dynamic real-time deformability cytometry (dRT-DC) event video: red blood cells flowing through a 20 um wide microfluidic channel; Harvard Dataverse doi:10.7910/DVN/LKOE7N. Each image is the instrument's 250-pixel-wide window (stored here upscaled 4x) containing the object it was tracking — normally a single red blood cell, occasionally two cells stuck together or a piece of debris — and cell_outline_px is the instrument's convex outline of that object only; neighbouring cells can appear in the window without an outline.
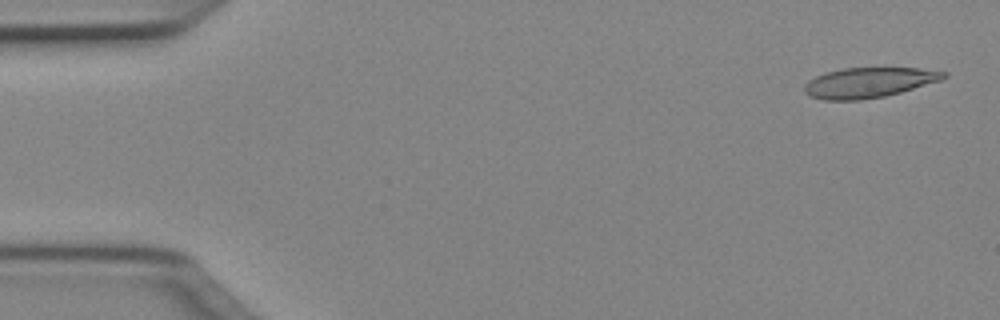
{"species": "Egyptian fruit bat (a non-hibernating species)", "species_latin": "Rousettus aegyptiacus", "temperature_condition": "cold", "stored_images_in_passage": 49, "camera_frame_rate_fps": 3000, "um_per_image_px": 0.085, "animal": {"sex": "female"}, "frame": {"image": 1, "passage_image": 2, "time_ms": 0.333, "image_size_px": [1000, 320], "cell_outline_px": [[948, 76], [940, 80], [900, 92], [884, 96], [860, 100], [824, 100], [812, 96], [804, 92], [804, 84], [808, 80], [824, 72], [840, 68], [920, 68], [948, 72]], "centroid_in_image_um": [73.82, 7.01], "position_along_channel_um": 11.2, "area_um2": 24.45}}
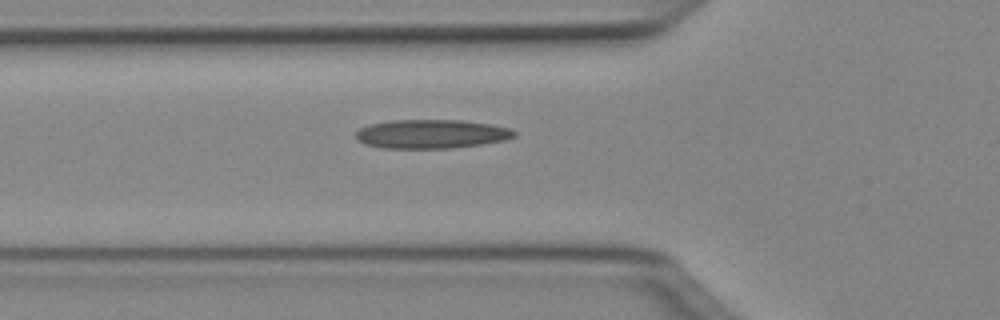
{"frame": {"image": 2, "passage_image": 17, "time_ms": 5.333, "image_size_px": [1000, 320], "cell_outline_px": [[516, 136], [504, 140], [484, 144], [452, 148], [384, 148], [364, 144], [356, 140], [356, 132], [360, 128], [372, 124], [392, 120], [460, 120], [492, 124], [512, 128], [516, 132]], "centroid_in_image_um": [36.7, 11.39], "position_along_channel_um": 89.1, "area_um2": 26.82}}
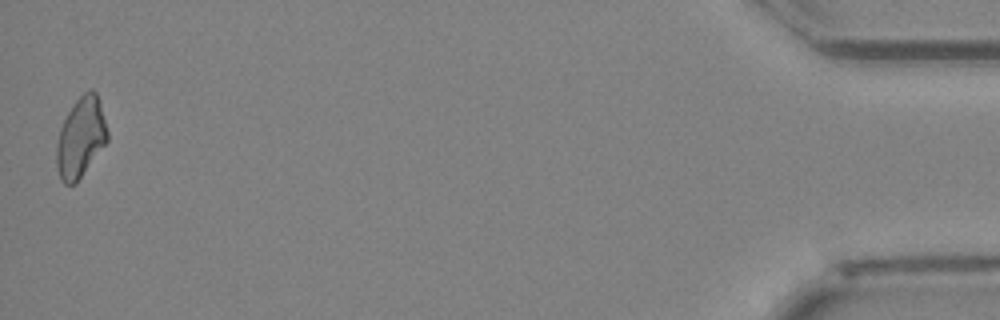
{"frame": {"image": 3, "passage_image": 49, "time_ms": 16.0, "image_size_px": [1000, 320], "cell_outline_px": [[108, 140], [76, 184], [64, 184], [60, 180], [56, 168], [56, 144], [60, 128], [68, 112], [76, 100], [88, 88], [92, 88], [96, 92], [100, 104], [108, 132]], "centroid_in_image_um": [6.84, 11.7], "position_along_channel_um": 428.4, "area_um2": 23.76}, "authors_computed_cell_mechanics": {"area_um2": 24.854, "velocity_mm_per_s": 4.049, "shape_relaxation_time_tau1_ms": null, "shape_relaxation_time_tau2_ms": 7.408, "deformation_change_tau1": null, "deformation_change_tau2": 0.2018}}